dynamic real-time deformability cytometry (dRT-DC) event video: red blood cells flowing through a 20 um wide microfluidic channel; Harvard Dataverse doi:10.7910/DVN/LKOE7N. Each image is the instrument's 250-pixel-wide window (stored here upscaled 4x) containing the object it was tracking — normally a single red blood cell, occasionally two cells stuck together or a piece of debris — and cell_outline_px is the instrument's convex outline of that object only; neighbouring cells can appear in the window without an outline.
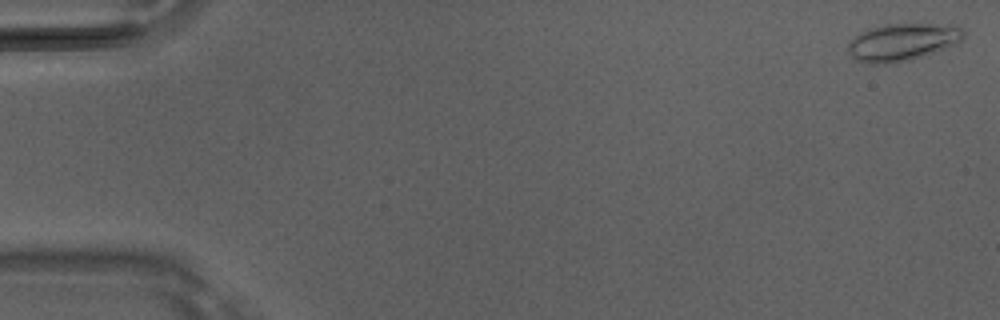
{"species": "Egyptian fruit bat (a non-hibernating species)", "species_latin": "Rousettus aegyptiacus", "temperature_condition": "room temperature", "stored_images_in_passage": 50, "camera_frame_rate_fps": 3000, "um_per_image_px": 0.085, "animal": {"sex": "male"}, "frame": {"image": 1, "passage_image": 1, "time_ms": 0.0, "image_size_px": [1000, 320], "cell_outline_px": [[964, 36], [956, 44], [912, 60], [884, 64], [868, 64], [856, 60], [848, 52], [848, 44], [860, 32], [868, 28], [884, 24], [956, 24], [964, 32]], "centroid_in_image_um": [76.7, 3.57], "position_along_channel_um": 8.3, "area_um2": 25.26}}
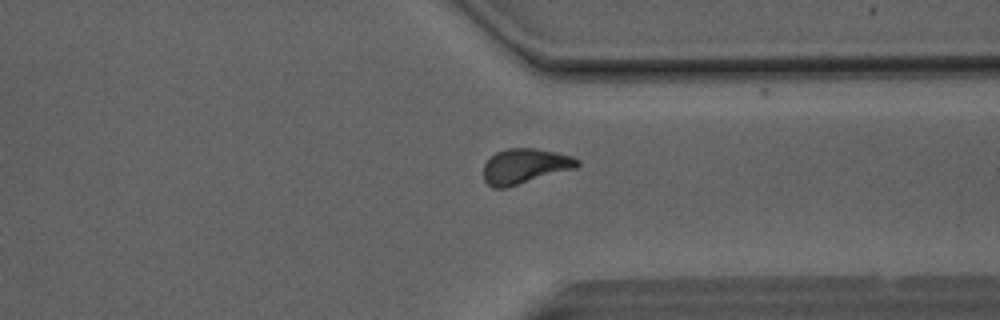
{"frame": {"image": 2, "passage_image": 38, "time_ms": 12.333, "image_size_px": [1000, 320], "cell_outline_px": [[580, 164], [576, 168], [508, 188], [492, 188], [484, 180], [484, 164], [496, 152], [508, 148], [536, 148], [556, 152], [572, 156], [580, 160]], "centroid_in_image_um": [44.63, 14.13], "position_along_channel_um": 366.8, "area_um2": 19.36}}
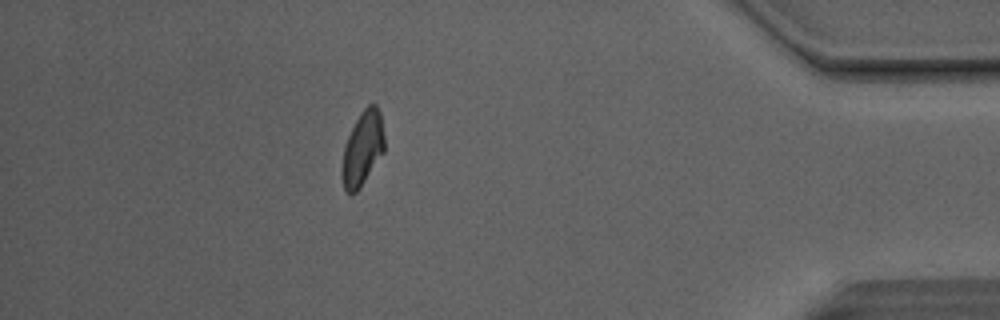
{"frame": {"image": 3, "passage_image": 44, "time_ms": 14.333, "image_size_px": [1000, 320], "cell_outline_px": [[384, 152], [360, 188], [352, 196], [344, 192], [340, 176], [340, 172], [344, 148], [348, 136], [360, 112], [368, 104], [376, 104], [380, 112], [384, 136]], "centroid_in_image_um": [30.79, 12.68], "position_along_channel_um": 404.4, "area_um2": 18.67}, "authors_computed_cell_mechanics": {"area_um2": 19.1896, "velocity_mm_per_s": 4.1413, "shape_relaxation_time_tau1_ms": 8.089, "shape_relaxation_time_tau2_ms": 2.026, "deformation_change_tau1": 0.2028, "deformation_change_tau2": 0.0876}}